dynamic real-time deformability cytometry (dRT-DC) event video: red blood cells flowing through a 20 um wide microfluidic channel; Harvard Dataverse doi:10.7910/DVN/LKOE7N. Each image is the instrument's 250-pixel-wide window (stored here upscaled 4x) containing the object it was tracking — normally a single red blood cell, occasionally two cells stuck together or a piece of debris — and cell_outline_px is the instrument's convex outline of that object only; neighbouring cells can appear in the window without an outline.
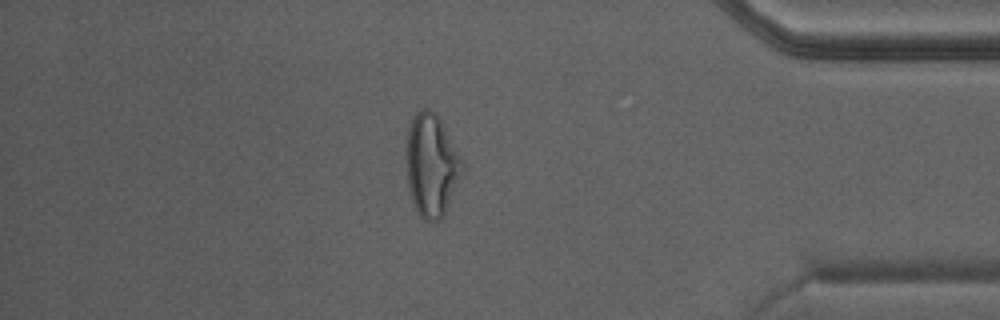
{"species": "Egyptian fruit bat (a non-hibernating species)", "species_latin": "Rousettus aegyptiacus", "temperature_condition": "warm", "stored_images_in_passage": 44, "camera_frame_rate_fps": 3000, "um_per_image_px": 0.085, "animal": {"sex": "male"}, "frame": {"image": 1, "passage_image": 38, "time_ms": 12.333, "image_size_px": [1000, 320], "cell_outline_px": [[464, 168], [444, 216], [440, 220], [424, 220], [420, 216], [412, 200], [408, 188], [404, 148], [408, 124], [416, 112], [424, 108], [428, 108], [436, 112]], "centroid_in_image_um": [36.61, 14.03], "position_along_channel_um": 398.6, "area_um2": 33.35}}